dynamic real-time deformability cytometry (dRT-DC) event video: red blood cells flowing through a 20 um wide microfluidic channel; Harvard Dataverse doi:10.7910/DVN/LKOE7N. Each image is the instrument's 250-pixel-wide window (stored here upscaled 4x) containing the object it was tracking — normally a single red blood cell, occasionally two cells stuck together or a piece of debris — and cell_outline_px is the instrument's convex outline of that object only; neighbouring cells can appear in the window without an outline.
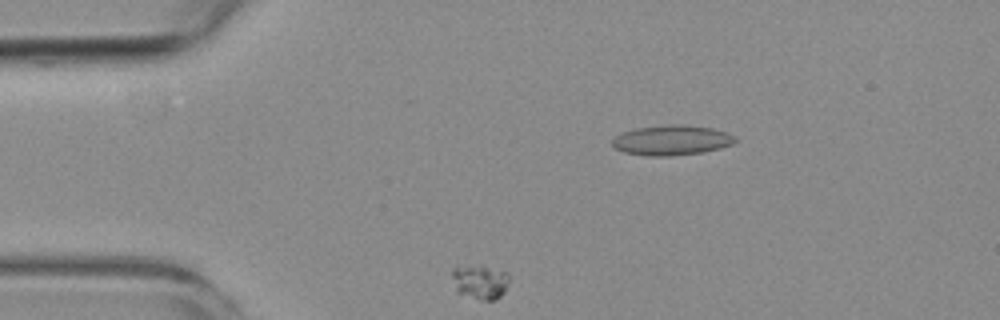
{"species": "common noctule bat (a hibernating species)", "species_latin": "Nyctalus noctula", "temperature_condition": "room temperature", "stored_images_in_passage": 14, "segment_of_instrument_passage": [2, 2], "camera_frame_rate_fps": 3000, "um_per_image_px": 0.085, "animal": {"sex": "female", "body_mass_g": 19.3, "forearm_length_mm": 54.1}, "frame": {"image": 1, "passage_image": 2, "time_ms": 1.0, "image_size_px": [1000, 320], "cell_outline_px": [[508, 280], [504, 292], [496, 300], [480, 300], [456, 292], [452, 276], [452, 268], [484, 268], [508, 272]], "centroid_in_image_um": [40.81, 24.03], "position_along_channel_um": 44.2, "area_um2": 10.81}}
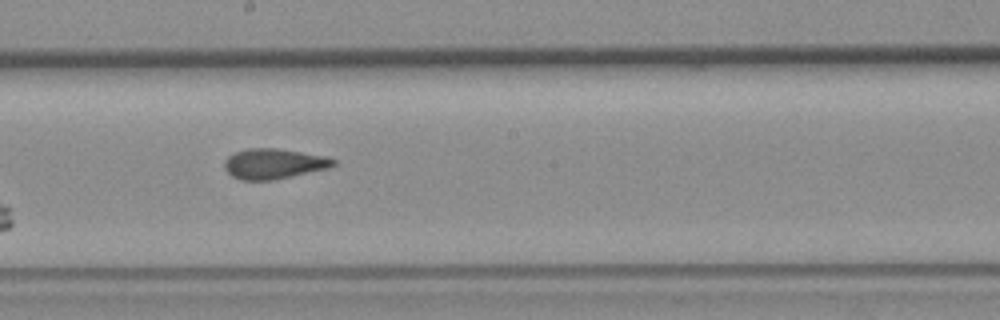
{"frame": {"image": 2, "passage_image": 7, "time_ms": 7.667, "image_size_px": [1000, 320], "cell_outline_px": [[336, 164], [328, 168], [272, 180], [240, 180], [232, 176], [224, 168], [224, 160], [228, 156], [236, 152], [248, 148], [276, 148], [324, 156], [336, 160]], "centroid_in_image_um": [23.23, 13.92], "position_along_channel_um": 225.0, "area_um2": 19.02}}
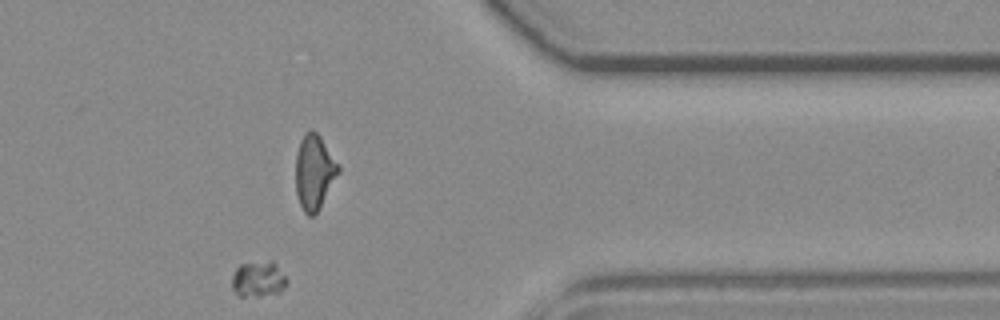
{"frame": {"image": 3, "passage_image": 11, "time_ms": 12.333, "image_size_px": [1000, 320], "cell_outline_px": [[288, 280], [284, 288], [280, 292], [260, 296], [240, 296], [232, 288], [232, 276], [236, 268], [240, 264], [272, 260], [276, 264]], "centroid_in_image_um": [21.96, 23.72], "position_along_channel_um": 389.4, "area_um2": 11.44}}